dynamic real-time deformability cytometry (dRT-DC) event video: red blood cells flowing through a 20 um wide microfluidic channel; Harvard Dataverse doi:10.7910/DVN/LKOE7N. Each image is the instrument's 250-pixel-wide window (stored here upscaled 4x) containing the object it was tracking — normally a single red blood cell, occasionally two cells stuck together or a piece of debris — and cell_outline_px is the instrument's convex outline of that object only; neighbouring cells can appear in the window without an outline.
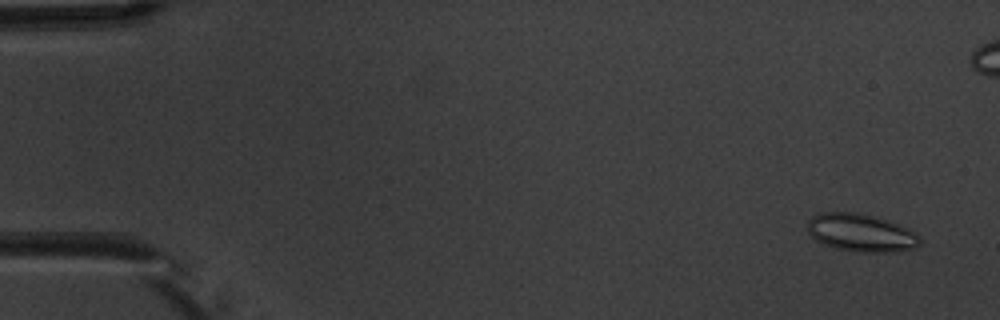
{"species": "common noctule bat (a hibernating species)", "species_latin": "Nyctalus noctula", "temperature_condition": "warm", "stored_images_in_passage": 7, "camera_frame_rate_fps": 3000, "um_per_image_px": 0.085, "animal": {"sex": "male", "body_mass_g": 20.1, "forearm_length_mm": 53.5}, "frame": {"image": 1, "passage_image": 1, "time_ms": 0.0, "image_size_px": [1000, 320], "cell_outline_px": [[920, 244], [916, 248], [900, 252], [860, 252], [836, 248], [824, 244], [816, 240], [808, 232], [808, 220], [812, 216], [820, 212], [856, 212], [888, 220], [908, 228], [920, 236]], "centroid_in_image_um": [73.21, 19.79], "position_along_channel_um": 11.8, "area_um2": 24.91}}
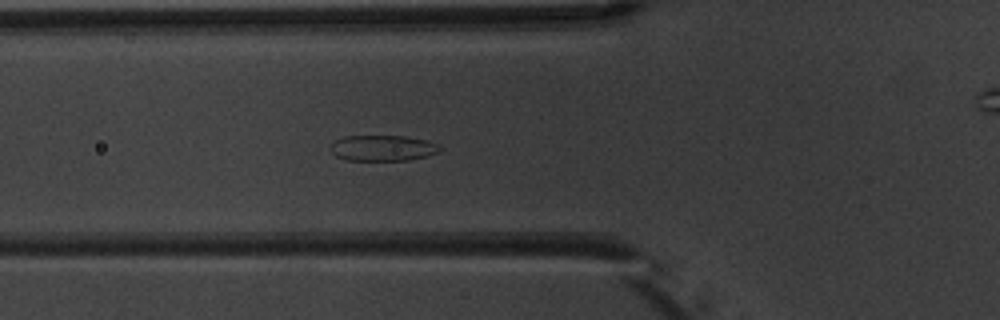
{"frame": {"image": 2, "passage_image": 6, "time_ms": 5.667, "image_size_px": [1000, 320], "cell_outline_px": [[440, 152], [428, 156], [408, 160], [348, 160], [336, 156], [332, 152], [332, 144], [336, 140], [344, 136], [404, 136], [428, 140], [440, 144]], "centroid_in_image_um": [32.6, 12.58], "position_along_channel_um": 93.2, "area_um2": 16.42}}